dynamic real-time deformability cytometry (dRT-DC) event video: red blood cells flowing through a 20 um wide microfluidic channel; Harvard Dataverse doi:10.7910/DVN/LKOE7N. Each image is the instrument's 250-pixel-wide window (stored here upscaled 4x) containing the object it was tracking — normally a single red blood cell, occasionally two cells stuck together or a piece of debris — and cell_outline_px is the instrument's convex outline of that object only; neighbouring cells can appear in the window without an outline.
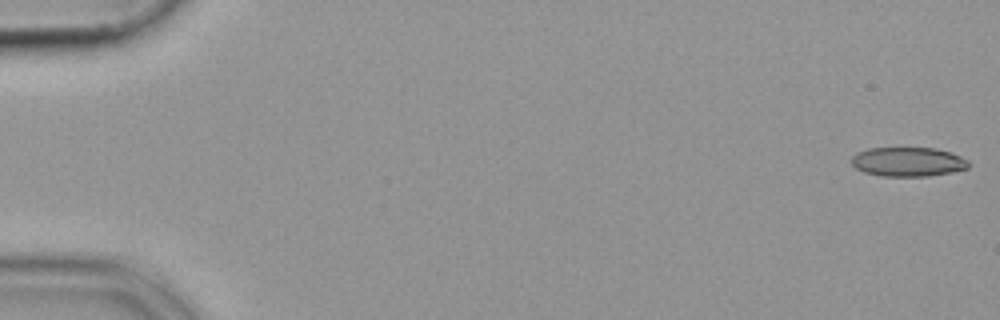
{"species": "common noctule bat (a hibernating species)", "species_latin": "Nyctalus noctula", "temperature_condition": "cold", "stored_images_in_passage": 14, "camera_frame_rate_fps": 3000, "um_per_image_px": 0.085, "animal": {"sex": "female", "body_mass_g": 19.9}, "frame": {"image": 1, "passage_image": 1, "time_ms": 0.0, "image_size_px": [1000, 320], "cell_outline_px": [[968, 168], [952, 172], [928, 176], [880, 176], [864, 172], [856, 168], [852, 164], [852, 156], [856, 152], [868, 148], [936, 148], [952, 152], [968, 160]], "centroid_in_image_um": [77.17, 13.75], "position_along_channel_um": 7.8, "area_um2": 20.06}}
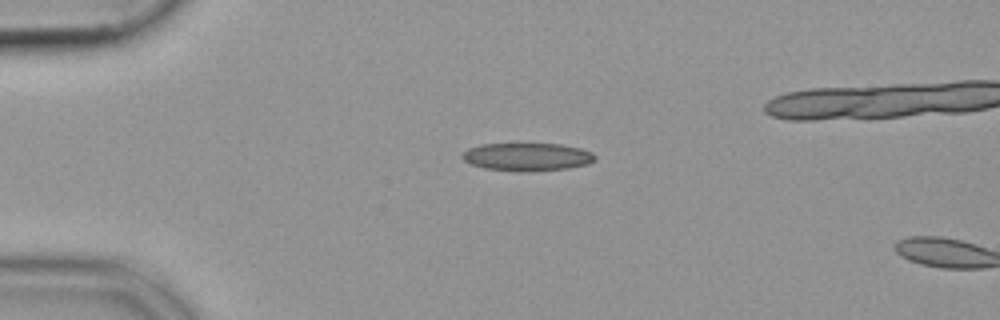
{"frame": {"image": 2, "passage_image": 13, "time_ms": 4.0, "image_size_px": [1000, 320], "cell_outline_px": [[596, 160], [588, 164], [568, 168], [484, 168], [472, 164], [464, 160], [460, 156], [468, 148], [480, 144], [560, 144], [580, 148], [592, 152], [596, 156]], "centroid_in_image_um": [44.83, 13.27], "position_along_channel_um": 40.2, "area_um2": 20.4}}